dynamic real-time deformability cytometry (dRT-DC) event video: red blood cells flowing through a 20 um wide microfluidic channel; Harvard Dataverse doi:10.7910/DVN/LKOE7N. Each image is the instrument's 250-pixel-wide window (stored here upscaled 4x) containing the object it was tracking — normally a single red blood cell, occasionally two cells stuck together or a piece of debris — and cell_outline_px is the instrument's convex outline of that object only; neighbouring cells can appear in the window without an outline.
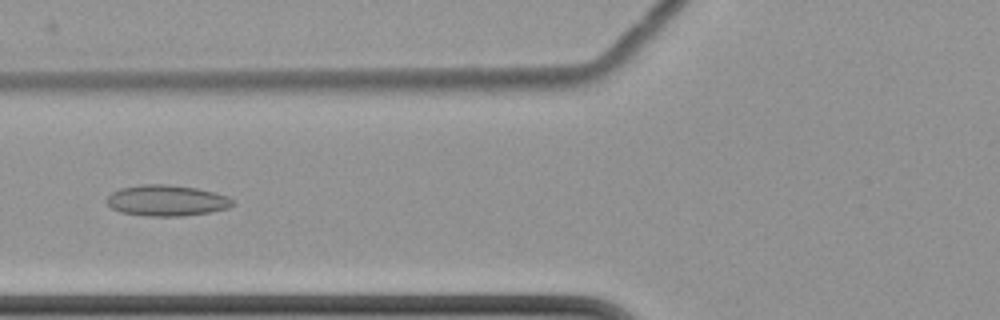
{"species": "common noctule bat (a hibernating species)", "species_latin": "Nyctalus noctula", "temperature_condition": "cold", "stored_images_in_passage": 4, "camera_frame_rate_fps": 3000, "um_per_image_px": 0.085, "animal": {"sex": "female", "body_mass_g": 22.7, "forearm_length_mm": 54.2}, "frame": {"image": 1, "passage_image": 3, "time_ms": 2.667, "image_size_px": [1000, 320], "cell_outline_px": [[236, 204], [228, 208], [208, 212], [180, 216], [148, 216], [120, 212], [112, 208], [108, 204], [108, 196], [112, 192], [120, 188], [140, 184], [168, 184], [196, 188], [216, 192], [228, 196], [236, 200]], "centroid_in_image_um": [14.21, 17.03], "position_along_channel_um": 111.6, "area_um2": 22.83}}
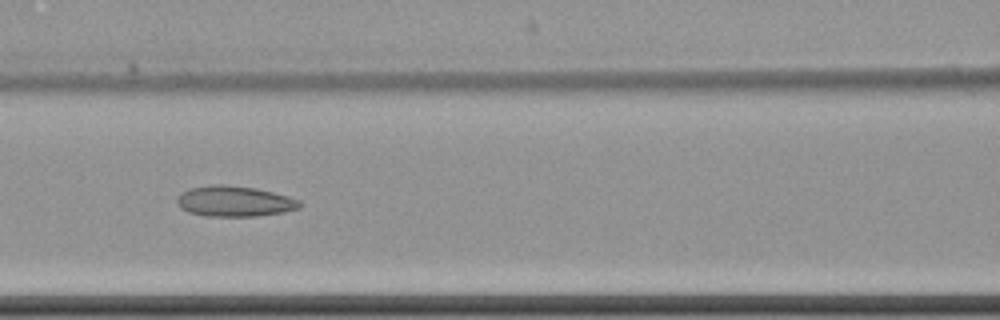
{"frame": {"image": 2, "passage_image": 4, "time_ms": 3.667, "image_size_px": [1000, 320], "cell_outline_px": [[304, 204], [300, 208], [284, 212], [256, 216], [204, 216], [188, 212], [180, 208], [176, 204], [176, 200], [188, 188], [212, 184], [228, 184], [256, 188], [288, 196], [300, 200]], "centroid_in_image_um": [19.94, 17.1], "position_along_channel_um": 146.7, "area_um2": 22.14}}